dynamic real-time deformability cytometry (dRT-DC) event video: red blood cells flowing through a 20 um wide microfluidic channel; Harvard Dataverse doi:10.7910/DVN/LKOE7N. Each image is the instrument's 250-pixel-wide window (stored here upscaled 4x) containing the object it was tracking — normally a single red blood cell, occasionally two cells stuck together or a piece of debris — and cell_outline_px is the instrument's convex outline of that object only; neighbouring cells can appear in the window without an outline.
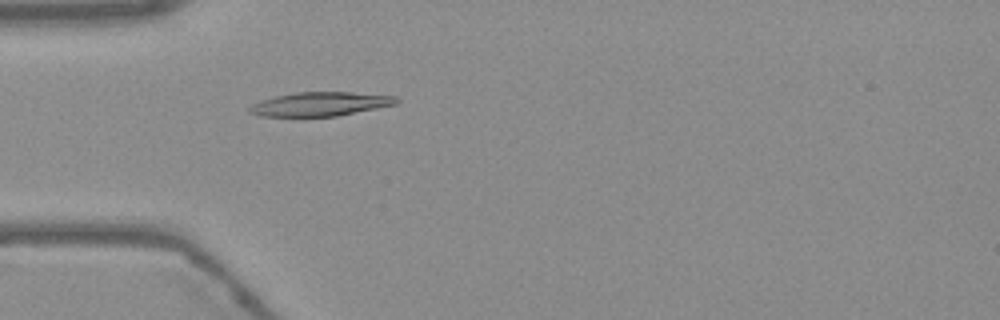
{"species": "Egyptian fruit bat (a non-hibernating species)", "species_latin": "Rousettus aegyptiacus", "temperature_condition": "warm", "stored_images_in_passage": 51, "camera_frame_rate_fps": 3000, "um_per_image_px": 0.085, "frame": {"image": 1, "passage_image": 13, "time_ms": 4.0, "image_size_px": [1000, 320], "cell_outline_px": [[400, 100], [396, 104], [336, 116], [304, 120], [260, 116], [248, 112], [248, 108], [252, 104], [260, 100], [276, 96], [296, 92], [352, 92], [396, 96]], "centroid_in_image_um": [27.11, 8.89], "position_along_channel_um": 57.9, "area_um2": 21.5}}
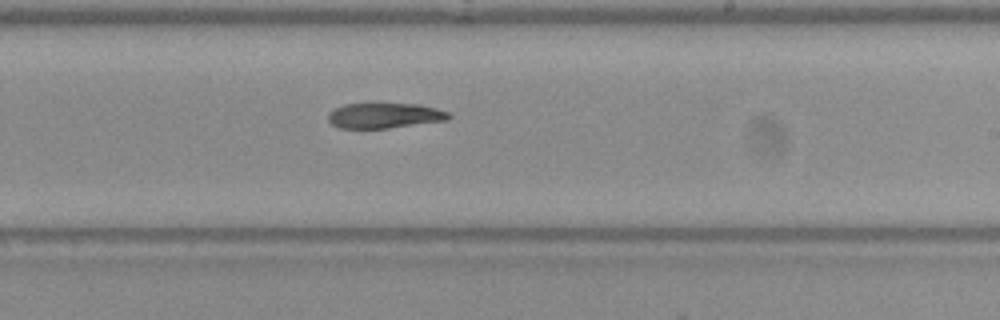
{"frame": {"image": 2, "passage_image": 29, "time_ms": 9.333, "image_size_px": [1000, 320], "cell_outline_px": [[452, 116], [448, 120], [388, 128], [340, 128], [332, 124], [328, 120], [328, 112], [344, 104], [416, 104], [436, 108], [448, 112]], "centroid_in_image_um": [32.69, 9.83], "position_along_channel_um": 256.3, "area_um2": 17.63}}
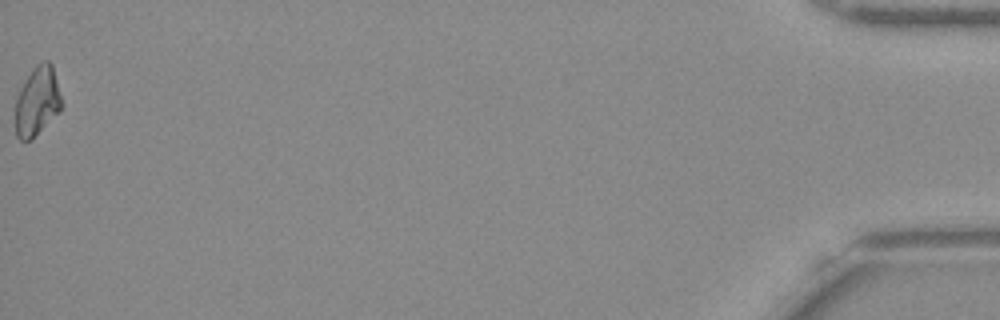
{"frame": {"image": 3, "passage_image": 51, "time_ms": 16.667, "image_size_px": [1000, 320], "cell_outline_px": [[64, 104], [60, 112], [32, 140], [20, 140], [16, 136], [16, 96], [20, 88], [36, 64], [44, 60], [48, 60], [52, 64]], "centroid_in_image_um": [3.2, 8.62], "position_along_channel_um": 432.0, "area_um2": 18.9}}